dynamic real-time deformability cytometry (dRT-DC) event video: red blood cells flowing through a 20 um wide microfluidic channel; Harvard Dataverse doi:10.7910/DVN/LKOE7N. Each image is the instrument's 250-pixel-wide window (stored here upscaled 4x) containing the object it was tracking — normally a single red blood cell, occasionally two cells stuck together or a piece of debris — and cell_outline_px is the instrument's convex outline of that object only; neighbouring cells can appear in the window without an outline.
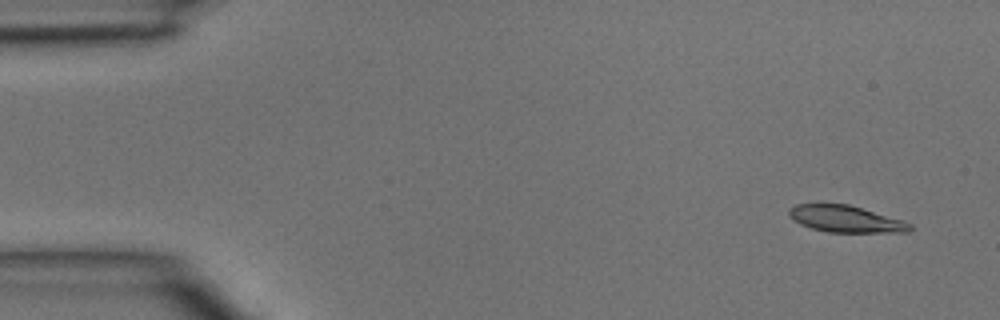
{"species": "common noctule bat (a hibernating species)", "species_latin": "Nyctalus noctula", "temperature_condition": "room temperature", "stored_images_in_passage": 4, "camera_frame_rate_fps": 3000, "um_per_image_px": 0.085, "animal": {"sex": "male", "body_mass_g": 15.6}, "frame": {"image": 1, "passage_image": 1, "time_ms": 0.0, "image_size_px": [1000, 320], "cell_outline_px": [[912, 228], [908, 232], [828, 232], [812, 228], [800, 224], [792, 220], [788, 212], [788, 208], [796, 204], [848, 204], [904, 220], [912, 224]], "centroid_in_image_um": [71.88, 18.61], "position_along_channel_um": 13.1, "area_um2": 18.84}}
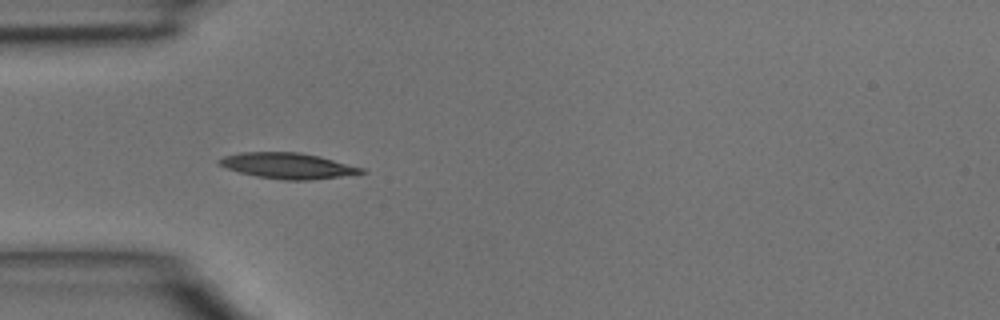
{"frame": {"image": 2, "passage_image": 4, "time_ms": 1.0, "image_size_px": [1000, 320], "cell_outline_px": [[368, 172], [340, 176], [308, 180], [284, 180], [260, 176], [240, 172], [228, 168], [220, 164], [216, 160], [224, 156], [240, 152], [300, 152], [320, 156], [364, 168]], "centroid_in_image_um": [24.49, 14.07], "position_along_channel_um": 60.5, "area_um2": 21.1}}